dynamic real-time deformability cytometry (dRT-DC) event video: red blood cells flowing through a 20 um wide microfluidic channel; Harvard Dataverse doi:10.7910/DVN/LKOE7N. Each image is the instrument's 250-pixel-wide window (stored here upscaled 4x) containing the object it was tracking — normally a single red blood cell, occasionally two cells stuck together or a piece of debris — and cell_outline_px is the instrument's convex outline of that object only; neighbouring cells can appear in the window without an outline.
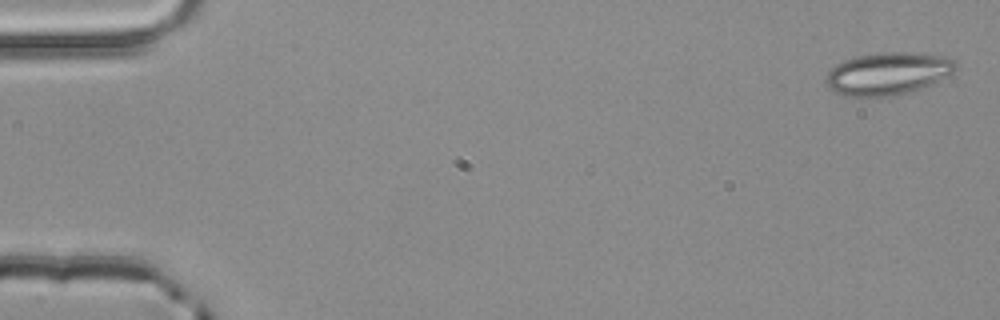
{"species": "common noctule bat (a hibernating species)", "species_latin": "Nyctalus noctula", "temperature_condition": "room temperature", "stored_images_in_passage": 3, "camera_frame_rate_fps": 3000, "um_per_image_px": 0.085, "animal": {"sex": "male", "body_mass_g": 20.4}, "frame": {"image": 1, "passage_image": 1, "time_ms": 0.0, "image_size_px": [1000, 320], "cell_outline_px": [[960, 64], [952, 72], [920, 88], [908, 92], [888, 96], [848, 96], [836, 92], [828, 88], [824, 80], [828, 72], [836, 64], [844, 60], [856, 56], [876, 52], [924, 52], [944, 56], [956, 60]], "centroid_in_image_um": [75.45, 6.22], "position_along_channel_um": 9.5, "area_um2": 32.14}}